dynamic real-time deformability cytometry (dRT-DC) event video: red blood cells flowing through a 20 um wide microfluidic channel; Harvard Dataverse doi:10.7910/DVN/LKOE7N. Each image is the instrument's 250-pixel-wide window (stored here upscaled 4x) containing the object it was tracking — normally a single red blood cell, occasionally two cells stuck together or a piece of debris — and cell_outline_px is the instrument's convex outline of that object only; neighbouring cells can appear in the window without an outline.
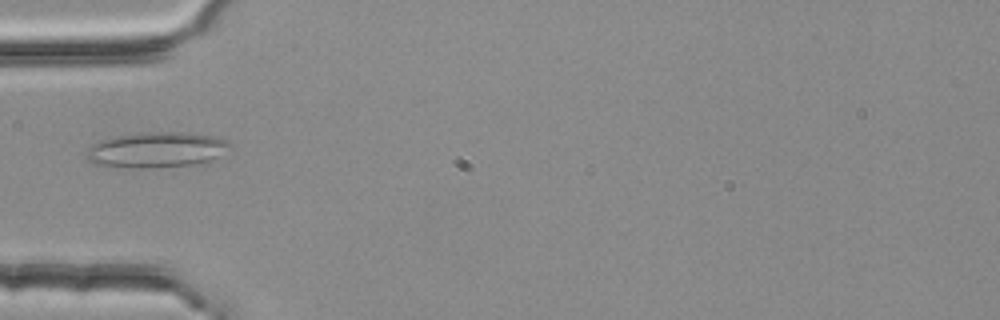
{"species": "common noctule bat (a hibernating species)", "species_latin": "Nyctalus noctula", "temperature_condition": "room temperature", "stored_images_in_passage": 4, "camera_frame_rate_fps": 3000, "um_per_image_px": 0.085, "animal": {"sex": "female", "body_mass_g": 25.1}, "frame": {"image": 1, "passage_image": 4, "time_ms": 1.0, "image_size_px": [1000, 320], "cell_outline_px": [[232, 148], [208, 160], [192, 164], [152, 168], [132, 168], [96, 164], [88, 160], [84, 156], [88, 148], [104, 140], [116, 136], [140, 132], [184, 132], [212, 136], [228, 140], [232, 144]], "centroid_in_image_um": [13.31, 12.73], "position_along_channel_um": 71.7, "area_um2": 29.42}}